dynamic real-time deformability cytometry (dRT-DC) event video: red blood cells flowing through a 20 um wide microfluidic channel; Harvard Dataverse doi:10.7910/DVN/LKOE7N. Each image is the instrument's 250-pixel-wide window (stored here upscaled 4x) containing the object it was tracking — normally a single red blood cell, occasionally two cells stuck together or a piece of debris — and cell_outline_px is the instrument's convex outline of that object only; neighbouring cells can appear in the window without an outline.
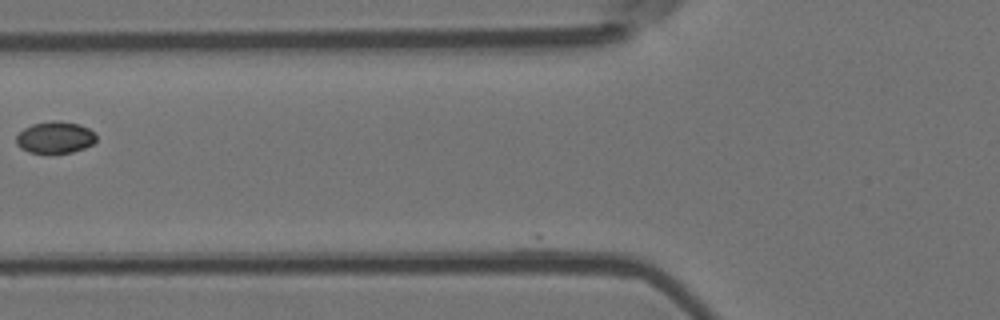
{"species": "Egyptian fruit bat (a non-hibernating species)", "species_latin": "Rousettus aegyptiacus", "temperature_condition": "room temperature", "stored_images_in_passage": 5, "camera_frame_rate_fps": 3000, "um_per_image_px": 0.085, "animal": {"sex": "female"}, "frame": {"image": 1, "passage_image": 5, "time_ms": 1.333, "image_size_px": [1000, 320], "cell_outline_px": [[96, 140], [92, 144], [84, 148], [72, 152], [28, 152], [20, 148], [16, 144], [16, 136], [24, 128], [32, 124], [52, 120], [56, 120], [80, 124], [96, 132]], "centroid_in_image_um": [4.69, 11.66], "position_along_channel_um": 121.1, "area_um2": 14.8}}